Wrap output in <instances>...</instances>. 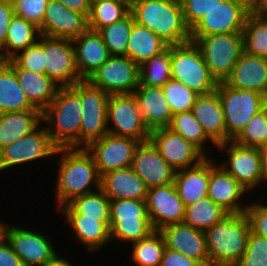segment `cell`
<instances>
[{
    "instance_id": "cell-1",
    "label": "cell",
    "mask_w": 267,
    "mask_h": 266,
    "mask_svg": "<svg viewBox=\"0 0 267 266\" xmlns=\"http://www.w3.org/2000/svg\"><path fill=\"white\" fill-rule=\"evenodd\" d=\"M130 12L136 23L147 27L168 45L191 41L180 0H134Z\"/></svg>"
},
{
    "instance_id": "cell-2",
    "label": "cell",
    "mask_w": 267,
    "mask_h": 266,
    "mask_svg": "<svg viewBox=\"0 0 267 266\" xmlns=\"http://www.w3.org/2000/svg\"><path fill=\"white\" fill-rule=\"evenodd\" d=\"M250 232L245 213L229 214L205 230L210 266H235L247 249Z\"/></svg>"
},
{
    "instance_id": "cell-3",
    "label": "cell",
    "mask_w": 267,
    "mask_h": 266,
    "mask_svg": "<svg viewBox=\"0 0 267 266\" xmlns=\"http://www.w3.org/2000/svg\"><path fill=\"white\" fill-rule=\"evenodd\" d=\"M81 105V97L71 87H60L54 100L42 111L43 121L56 127L55 132L51 128L46 130L59 148L80 145Z\"/></svg>"
},
{
    "instance_id": "cell-4",
    "label": "cell",
    "mask_w": 267,
    "mask_h": 266,
    "mask_svg": "<svg viewBox=\"0 0 267 266\" xmlns=\"http://www.w3.org/2000/svg\"><path fill=\"white\" fill-rule=\"evenodd\" d=\"M65 152L60 163L57 197L59 205L69 203L73 198L91 193L88 185L95 181L100 189L101 177L93 156L86 148H58L57 153Z\"/></svg>"
},
{
    "instance_id": "cell-5",
    "label": "cell",
    "mask_w": 267,
    "mask_h": 266,
    "mask_svg": "<svg viewBox=\"0 0 267 266\" xmlns=\"http://www.w3.org/2000/svg\"><path fill=\"white\" fill-rule=\"evenodd\" d=\"M171 77L197 94L216 90L217 81L211 76L200 48L192 41L170 45Z\"/></svg>"
},
{
    "instance_id": "cell-6",
    "label": "cell",
    "mask_w": 267,
    "mask_h": 266,
    "mask_svg": "<svg viewBox=\"0 0 267 266\" xmlns=\"http://www.w3.org/2000/svg\"><path fill=\"white\" fill-rule=\"evenodd\" d=\"M216 91L223 107L227 132V143L217 145L222 149L231 144L248 121L267 105V98L254 91L233 89L224 82L217 84Z\"/></svg>"
},
{
    "instance_id": "cell-7",
    "label": "cell",
    "mask_w": 267,
    "mask_h": 266,
    "mask_svg": "<svg viewBox=\"0 0 267 266\" xmlns=\"http://www.w3.org/2000/svg\"><path fill=\"white\" fill-rule=\"evenodd\" d=\"M201 50L211 76L225 82L244 52L242 33H219L199 37L194 42Z\"/></svg>"
},
{
    "instance_id": "cell-8",
    "label": "cell",
    "mask_w": 267,
    "mask_h": 266,
    "mask_svg": "<svg viewBox=\"0 0 267 266\" xmlns=\"http://www.w3.org/2000/svg\"><path fill=\"white\" fill-rule=\"evenodd\" d=\"M110 238L117 237L125 241H141L147 238L153 229L146 207L142 200H110Z\"/></svg>"
},
{
    "instance_id": "cell-9",
    "label": "cell",
    "mask_w": 267,
    "mask_h": 266,
    "mask_svg": "<svg viewBox=\"0 0 267 266\" xmlns=\"http://www.w3.org/2000/svg\"><path fill=\"white\" fill-rule=\"evenodd\" d=\"M71 88L81 97L80 144L83 142L87 148L108 133L106 113L110 95L93 86L88 80H82Z\"/></svg>"
},
{
    "instance_id": "cell-10",
    "label": "cell",
    "mask_w": 267,
    "mask_h": 266,
    "mask_svg": "<svg viewBox=\"0 0 267 266\" xmlns=\"http://www.w3.org/2000/svg\"><path fill=\"white\" fill-rule=\"evenodd\" d=\"M140 66L128 56L111 55L87 80L109 95L133 94Z\"/></svg>"
},
{
    "instance_id": "cell-11",
    "label": "cell",
    "mask_w": 267,
    "mask_h": 266,
    "mask_svg": "<svg viewBox=\"0 0 267 266\" xmlns=\"http://www.w3.org/2000/svg\"><path fill=\"white\" fill-rule=\"evenodd\" d=\"M108 120L115 128H108V133L115 136L131 137L140 142L148 141L150 131L144 124L139 105L134 94L110 95L107 103Z\"/></svg>"
},
{
    "instance_id": "cell-12",
    "label": "cell",
    "mask_w": 267,
    "mask_h": 266,
    "mask_svg": "<svg viewBox=\"0 0 267 266\" xmlns=\"http://www.w3.org/2000/svg\"><path fill=\"white\" fill-rule=\"evenodd\" d=\"M43 40L37 42L44 50L45 74L60 87H71L82 81L78 72L72 40L51 38L40 35Z\"/></svg>"
},
{
    "instance_id": "cell-13",
    "label": "cell",
    "mask_w": 267,
    "mask_h": 266,
    "mask_svg": "<svg viewBox=\"0 0 267 266\" xmlns=\"http://www.w3.org/2000/svg\"><path fill=\"white\" fill-rule=\"evenodd\" d=\"M140 141L107 133L86 150L93 156L100 177L108 172L130 167ZM93 152V153H92Z\"/></svg>"
},
{
    "instance_id": "cell-14",
    "label": "cell",
    "mask_w": 267,
    "mask_h": 266,
    "mask_svg": "<svg viewBox=\"0 0 267 266\" xmlns=\"http://www.w3.org/2000/svg\"><path fill=\"white\" fill-rule=\"evenodd\" d=\"M250 13L236 0H223L191 29V41L212 34L242 33Z\"/></svg>"
},
{
    "instance_id": "cell-15",
    "label": "cell",
    "mask_w": 267,
    "mask_h": 266,
    "mask_svg": "<svg viewBox=\"0 0 267 266\" xmlns=\"http://www.w3.org/2000/svg\"><path fill=\"white\" fill-rule=\"evenodd\" d=\"M145 202L155 231L183 222L186 206L179 198L174 182L148 188Z\"/></svg>"
},
{
    "instance_id": "cell-16",
    "label": "cell",
    "mask_w": 267,
    "mask_h": 266,
    "mask_svg": "<svg viewBox=\"0 0 267 266\" xmlns=\"http://www.w3.org/2000/svg\"><path fill=\"white\" fill-rule=\"evenodd\" d=\"M89 29V18L67 8L58 0H48L40 35L73 40Z\"/></svg>"
},
{
    "instance_id": "cell-17",
    "label": "cell",
    "mask_w": 267,
    "mask_h": 266,
    "mask_svg": "<svg viewBox=\"0 0 267 266\" xmlns=\"http://www.w3.org/2000/svg\"><path fill=\"white\" fill-rule=\"evenodd\" d=\"M58 146L47 130H33L0 150V171L16 164L57 154Z\"/></svg>"
},
{
    "instance_id": "cell-18",
    "label": "cell",
    "mask_w": 267,
    "mask_h": 266,
    "mask_svg": "<svg viewBox=\"0 0 267 266\" xmlns=\"http://www.w3.org/2000/svg\"><path fill=\"white\" fill-rule=\"evenodd\" d=\"M149 140L175 171L188 168L195 159H205L204 154L195 145L168 127L151 131Z\"/></svg>"
},
{
    "instance_id": "cell-19",
    "label": "cell",
    "mask_w": 267,
    "mask_h": 266,
    "mask_svg": "<svg viewBox=\"0 0 267 266\" xmlns=\"http://www.w3.org/2000/svg\"><path fill=\"white\" fill-rule=\"evenodd\" d=\"M131 168L148 188L174 182L176 171L161 157L150 140L137 146Z\"/></svg>"
},
{
    "instance_id": "cell-20",
    "label": "cell",
    "mask_w": 267,
    "mask_h": 266,
    "mask_svg": "<svg viewBox=\"0 0 267 266\" xmlns=\"http://www.w3.org/2000/svg\"><path fill=\"white\" fill-rule=\"evenodd\" d=\"M159 232L164 238L166 248L199 261L204 266H210L204 231L182 222L168 225Z\"/></svg>"
},
{
    "instance_id": "cell-21",
    "label": "cell",
    "mask_w": 267,
    "mask_h": 266,
    "mask_svg": "<svg viewBox=\"0 0 267 266\" xmlns=\"http://www.w3.org/2000/svg\"><path fill=\"white\" fill-rule=\"evenodd\" d=\"M4 237L24 266H40L56 255L50 242L41 234L5 225Z\"/></svg>"
},
{
    "instance_id": "cell-22",
    "label": "cell",
    "mask_w": 267,
    "mask_h": 266,
    "mask_svg": "<svg viewBox=\"0 0 267 266\" xmlns=\"http://www.w3.org/2000/svg\"><path fill=\"white\" fill-rule=\"evenodd\" d=\"M224 83L233 89L254 91L267 98V58L243 52Z\"/></svg>"
},
{
    "instance_id": "cell-23",
    "label": "cell",
    "mask_w": 267,
    "mask_h": 266,
    "mask_svg": "<svg viewBox=\"0 0 267 266\" xmlns=\"http://www.w3.org/2000/svg\"><path fill=\"white\" fill-rule=\"evenodd\" d=\"M233 144L229 147V169L221 166L246 190L258 185L262 176L261 155L259 148L243 146L230 141Z\"/></svg>"
},
{
    "instance_id": "cell-24",
    "label": "cell",
    "mask_w": 267,
    "mask_h": 266,
    "mask_svg": "<svg viewBox=\"0 0 267 266\" xmlns=\"http://www.w3.org/2000/svg\"><path fill=\"white\" fill-rule=\"evenodd\" d=\"M133 94L137 99L144 124L150 132L169 127L173 113L162 87L139 85Z\"/></svg>"
},
{
    "instance_id": "cell-25",
    "label": "cell",
    "mask_w": 267,
    "mask_h": 266,
    "mask_svg": "<svg viewBox=\"0 0 267 266\" xmlns=\"http://www.w3.org/2000/svg\"><path fill=\"white\" fill-rule=\"evenodd\" d=\"M191 112L216 146L227 143L224 112L217 91L197 96Z\"/></svg>"
},
{
    "instance_id": "cell-26",
    "label": "cell",
    "mask_w": 267,
    "mask_h": 266,
    "mask_svg": "<svg viewBox=\"0 0 267 266\" xmlns=\"http://www.w3.org/2000/svg\"><path fill=\"white\" fill-rule=\"evenodd\" d=\"M72 42L79 44L74 47L75 61L83 80H87L111 56L97 31L88 29Z\"/></svg>"
},
{
    "instance_id": "cell-27",
    "label": "cell",
    "mask_w": 267,
    "mask_h": 266,
    "mask_svg": "<svg viewBox=\"0 0 267 266\" xmlns=\"http://www.w3.org/2000/svg\"><path fill=\"white\" fill-rule=\"evenodd\" d=\"M246 189L238 183L221 166L215 167L210 161V178L208 197L217 205L221 206L229 214L245 213L244 209L237 204L240 196Z\"/></svg>"
},
{
    "instance_id": "cell-28",
    "label": "cell",
    "mask_w": 267,
    "mask_h": 266,
    "mask_svg": "<svg viewBox=\"0 0 267 266\" xmlns=\"http://www.w3.org/2000/svg\"><path fill=\"white\" fill-rule=\"evenodd\" d=\"M100 189L110 200L131 199L145 201L148 187L130 167L101 176Z\"/></svg>"
},
{
    "instance_id": "cell-29",
    "label": "cell",
    "mask_w": 267,
    "mask_h": 266,
    "mask_svg": "<svg viewBox=\"0 0 267 266\" xmlns=\"http://www.w3.org/2000/svg\"><path fill=\"white\" fill-rule=\"evenodd\" d=\"M209 178L210 161L207 159L195 161L191 168L175 172L174 184L185 206L208 196Z\"/></svg>"
},
{
    "instance_id": "cell-30",
    "label": "cell",
    "mask_w": 267,
    "mask_h": 266,
    "mask_svg": "<svg viewBox=\"0 0 267 266\" xmlns=\"http://www.w3.org/2000/svg\"><path fill=\"white\" fill-rule=\"evenodd\" d=\"M16 73V77L29 101L43 111L55 98L59 88L46 74H38L21 69L12 59L6 61Z\"/></svg>"
},
{
    "instance_id": "cell-31",
    "label": "cell",
    "mask_w": 267,
    "mask_h": 266,
    "mask_svg": "<svg viewBox=\"0 0 267 266\" xmlns=\"http://www.w3.org/2000/svg\"><path fill=\"white\" fill-rule=\"evenodd\" d=\"M26 110L40 109L27 98L15 70L6 61H0V114Z\"/></svg>"
},
{
    "instance_id": "cell-32",
    "label": "cell",
    "mask_w": 267,
    "mask_h": 266,
    "mask_svg": "<svg viewBox=\"0 0 267 266\" xmlns=\"http://www.w3.org/2000/svg\"><path fill=\"white\" fill-rule=\"evenodd\" d=\"M42 120L41 110L0 114V150L35 130Z\"/></svg>"
},
{
    "instance_id": "cell-33",
    "label": "cell",
    "mask_w": 267,
    "mask_h": 266,
    "mask_svg": "<svg viewBox=\"0 0 267 266\" xmlns=\"http://www.w3.org/2000/svg\"><path fill=\"white\" fill-rule=\"evenodd\" d=\"M168 46L147 27L134 22L127 43L126 56L140 66L154 55L163 52Z\"/></svg>"
},
{
    "instance_id": "cell-34",
    "label": "cell",
    "mask_w": 267,
    "mask_h": 266,
    "mask_svg": "<svg viewBox=\"0 0 267 266\" xmlns=\"http://www.w3.org/2000/svg\"><path fill=\"white\" fill-rule=\"evenodd\" d=\"M63 211L78 239L88 245L89 250L100 248L110 239V229L97 218L77 213L68 203L65 204Z\"/></svg>"
},
{
    "instance_id": "cell-35",
    "label": "cell",
    "mask_w": 267,
    "mask_h": 266,
    "mask_svg": "<svg viewBox=\"0 0 267 266\" xmlns=\"http://www.w3.org/2000/svg\"><path fill=\"white\" fill-rule=\"evenodd\" d=\"M35 33L40 36L39 28L33 23L25 20L22 17L14 15L8 26V32L6 37V42L4 45V52H0V61L11 60L16 52L12 50L24 51L28 47L37 43L35 40Z\"/></svg>"
},
{
    "instance_id": "cell-36",
    "label": "cell",
    "mask_w": 267,
    "mask_h": 266,
    "mask_svg": "<svg viewBox=\"0 0 267 266\" xmlns=\"http://www.w3.org/2000/svg\"><path fill=\"white\" fill-rule=\"evenodd\" d=\"M229 213L208 196L186 206L183 222L202 231L221 222Z\"/></svg>"
},
{
    "instance_id": "cell-37",
    "label": "cell",
    "mask_w": 267,
    "mask_h": 266,
    "mask_svg": "<svg viewBox=\"0 0 267 266\" xmlns=\"http://www.w3.org/2000/svg\"><path fill=\"white\" fill-rule=\"evenodd\" d=\"M244 52L253 56L267 58V18L251 12L243 32Z\"/></svg>"
},
{
    "instance_id": "cell-38",
    "label": "cell",
    "mask_w": 267,
    "mask_h": 266,
    "mask_svg": "<svg viewBox=\"0 0 267 266\" xmlns=\"http://www.w3.org/2000/svg\"><path fill=\"white\" fill-rule=\"evenodd\" d=\"M134 22V17L129 12L121 20L104 26L97 31L101 35L110 55L126 56L127 43Z\"/></svg>"
},
{
    "instance_id": "cell-39",
    "label": "cell",
    "mask_w": 267,
    "mask_h": 266,
    "mask_svg": "<svg viewBox=\"0 0 267 266\" xmlns=\"http://www.w3.org/2000/svg\"><path fill=\"white\" fill-rule=\"evenodd\" d=\"M68 204L77 213L97 218L110 228V199L101 189H98V193L91 192L77 196Z\"/></svg>"
},
{
    "instance_id": "cell-40",
    "label": "cell",
    "mask_w": 267,
    "mask_h": 266,
    "mask_svg": "<svg viewBox=\"0 0 267 266\" xmlns=\"http://www.w3.org/2000/svg\"><path fill=\"white\" fill-rule=\"evenodd\" d=\"M170 45L140 65L139 85L158 86L171 80Z\"/></svg>"
},
{
    "instance_id": "cell-41",
    "label": "cell",
    "mask_w": 267,
    "mask_h": 266,
    "mask_svg": "<svg viewBox=\"0 0 267 266\" xmlns=\"http://www.w3.org/2000/svg\"><path fill=\"white\" fill-rule=\"evenodd\" d=\"M133 243L132 258L137 265L160 266L165 252V241L159 231H154L147 238Z\"/></svg>"
},
{
    "instance_id": "cell-42",
    "label": "cell",
    "mask_w": 267,
    "mask_h": 266,
    "mask_svg": "<svg viewBox=\"0 0 267 266\" xmlns=\"http://www.w3.org/2000/svg\"><path fill=\"white\" fill-rule=\"evenodd\" d=\"M129 12L130 10L124 4L108 0H92L89 29L98 31L104 26L121 20Z\"/></svg>"
},
{
    "instance_id": "cell-43",
    "label": "cell",
    "mask_w": 267,
    "mask_h": 266,
    "mask_svg": "<svg viewBox=\"0 0 267 266\" xmlns=\"http://www.w3.org/2000/svg\"><path fill=\"white\" fill-rule=\"evenodd\" d=\"M173 132L180 134L188 142L195 145L201 152L203 142L209 137L201 124L195 119L191 110L173 114L169 127Z\"/></svg>"
},
{
    "instance_id": "cell-44",
    "label": "cell",
    "mask_w": 267,
    "mask_h": 266,
    "mask_svg": "<svg viewBox=\"0 0 267 266\" xmlns=\"http://www.w3.org/2000/svg\"><path fill=\"white\" fill-rule=\"evenodd\" d=\"M240 145L260 148L267 141V105L256 113L234 139Z\"/></svg>"
},
{
    "instance_id": "cell-45",
    "label": "cell",
    "mask_w": 267,
    "mask_h": 266,
    "mask_svg": "<svg viewBox=\"0 0 267 266\" xmlns=\"http://www.w3.org/2000/svg\"><path fill=\"white\" fill-rule=\"evenodd\" d=\"M162 88L173 114L190 111L199 95L180 81L174 79L166 82Z\"/></svg>"
},
{
    "instance_id": "cell-46",
    "label": "cell",
    "mask_w": 267,
    "mask_h": 266,
    "mask_svg": "<svg viewBox=\"0 0 267 266\" xmlns=\"http://www.w3.org/2000/svg\"><path fill=\"white\" fill-rule=\"evenodd\" d=\"M235 266H267V239L250 232L247 249Z\"/></svg>"
},
{
    "instance_id": "cell-47",
    "label": "cell",
    "mask_w": 267,
    "mask_h": 266,
    "mask_svg": "<svg viewBox=\"0 0 267 266\" xmlns=\"http://www.w3.org/2000/svg\"><path fill=\"white\" fill-rule=\"evenodd\" d=\"M223 0H180L187 27L191 30Z\"/></svg>"
},
{
    "instance_id": "cell-48",
    "label": "cell",
    "mask_w": 267,
    "mask_h": 266,
    "mask_svg": "<svg viewBox=\"0 0 267 266\" xmlns=\"http://www.w3.org/2000/svg\"><path fill=\"white\" fill-rule=\"evenodd\" d=\"M12 60L21 68L38 74H45V55L43 48L35 43L21 54L16 53Z\"/></svg>"
},
{
    "instance_id": "cell-49",
    "label": "cell",
    "mask_w": 267,
    "mask_h": 266,
    "mask_svg": "<svg viewBox=\"0 0 267 266\" xmlns=\"http://www.w3.org/2000/svg\"><path fill=\"white\" fill-rule=\"evenodd\" d=\"M48 0H14L15 15L33 23L38 28L43 22Z\"/></svg>"
},
{
    "instance_id": "cell-50",
    "label": "cell",
    "mask_w": 267,
    "mask_h": 266,
    "mask_svg": "<svg viewBox=\"0 0 267 266\" xmlns=\"http://www.w3.org/2000/svg\"><path fill=\"white\" fill-rule=\"evenodd\" d=\"M247 215L251 227V232L267 239V206L254 204L246 207Z\"/></svg>"
},
{
    "instance_id": "cell-51",
    "label": "cell",
    "mask_w": 267,
    "mask_h": 266,
    "mask_svg": "<svg viewBox=\"0 0 267 266\" xmlns=\"http://www.w3.org/2000/svg\"><path fill=\"white\" fill-rule=\"evenodd\" d=\"M160 266H204L201 262L165 247Z\"/></svg>"
},
{
    "instance_id": "cell-52",
    "label": "cell",
    "mask_w": 267,
    "mask_h": 266,
    "mask_svg": "<svg viewBox=\"0 0 267 266\" xmlns=\"http://www.w3.org/2000/svg\"><path fill=\"white\" fill-rule=\"evenodd\" d=\"M14 15L13 4L0 2V49H4L8 26Z\"/></svg>"
},
{
    "instance_id": "cell-53",
    "label": "cell",
    "mask_w": 267,
    "mask_h": 266,
    "mask_svg": "<svg viewBox=\"0 0 267 266\" xmlns=\"http://www.w3.org/2000/svg\"><path fill=\"white\" fill-rule=\"evenodd\" d=\"M4 240H6L5 243ZM0 266H24L21 258L4 236L0 239Z\"/></svg>"
},
{
    "instance_id": "cell-54",
    "label": "cell",
    "mask_w": 267,
    "mask_h": 266,
    "mask_svg": "<svg viewBox=\"0 0 267 266\" xmlns=\"http://www.w3.org/2000/svg\"><path fill=\"white\" fill-rule=\"evenodd\" d=\"M67 8L81 14H85L88 18L91 13L92 0H58Z\"/></svg>"
},
{
    "instance_id": "cell-55",
    "label": "cell",
    "mask_w": 267,
    "mask_h": 266,
    "mask_svg": "<svg viewBox=\"0 0 267 266\" xmlns=\"http://www.w3.org/2000/svg\"><path fill=\"white\" fill-rule=\"evenodd\" d=\"M236 1L243 4L251 12H257V10L263 3V0H236Z\"/></svg>"
},
{
    "instance_id": "cell-56",
    "label": "cell",
    "mask_w": 267,
    "mask_h": 266,
    "mask_svg": "<svg viewBox=\"0 0 267 266\" xmlns=\"http://www.w3.org/2000/svg\"><path fill=\"white\" fill-rule=\"evenodd\" d=\"M40 266H72L69 264L65 259H59L57 255H55L52 259L48 260L47 262L43 263Z\"/></svg>"
},
{
    "instance_id": "cell-57",
    "label": "cell",
    "mask_w": 267,
    "mask_h": 266,
    "mask_svg": "<svg viewBox=\"0 0 267 266\" xmlns=\"http://www.w3.org/2000/svg\"><path fill=\"white\" fill-rule=\"evenodd\" d=\"M259 152L261 155L262 176L263 179H267V151L263 147H260Z\"/></svg>"
},
{
    "instance_id": "cell-58",
    "label": "cell",
    "mask_w": 267,
    "mask_h": 266,
    "mask_svg": "<svg viewBox=\"0 0 267 266\" xmlns=\"http://www.w3.org/2000/svg\"><path fill=\"white\" fill-rule=\"evenodd\" d=\"M257 13L261 15L262 17L267 18V0H263L262 5L257 10Z\"/></svg>"
},
{
    "instance_id": "cell-59",
    "label": "cell",
    "mask_w": 267,
    "mask_h": 266,
    "mask_svg": "<svg viewBox=\"0 0 267 266\" xmlns=\"http://www.w3.org/2000/svg\"><path fill=\"white\" fill-rule=\"evenodd\" d=\"M108 1L116 2L118 4H124L130 10L134 0H108Z\"/></svg>"
},
{
    "instance_id": "cell-60",
    "label": "cell",
    "mask_w": 267,
    "mask_h": 266,
    "mask_svg": "<svg viewBox=\"0 0 267 266\" xmlns=\"http://www.w3.org/2000/svg\"><path fill=\"white\" fill-rule=\"evenodd\" d=\"M5 225L0 222V239L4 236Z\"/></svg>"
},
{
    "instance_id": "cell-61",
    "label": "cell",
    "mask_w": 267,
    "mask_h": 266,
    "mask_svg": "<svg viewBox=\"0 0 267 266\" xmlns=\"http://www.w3.org/2000/svg\"><path fill=\"white\" fill-rule=\"evenodd\" d=\"M0 2H6V3L12 4L14 2V0H0Z\"/></svg>"
},
{
    "instance_id": "cell-62",
    "label": "cell",
    "mask_w": 267,
    "mask_h": 266,
    "mask_svg": "<svg viewBox=\"0 0 267 266\" xmlns=\"http://www.w3.org/2000/svg\"><path fill=\"white\" fill-rule=\"evenodd\" d=\"M262 147L267 151V141Z\"/></svg>"
}]
</instances>
